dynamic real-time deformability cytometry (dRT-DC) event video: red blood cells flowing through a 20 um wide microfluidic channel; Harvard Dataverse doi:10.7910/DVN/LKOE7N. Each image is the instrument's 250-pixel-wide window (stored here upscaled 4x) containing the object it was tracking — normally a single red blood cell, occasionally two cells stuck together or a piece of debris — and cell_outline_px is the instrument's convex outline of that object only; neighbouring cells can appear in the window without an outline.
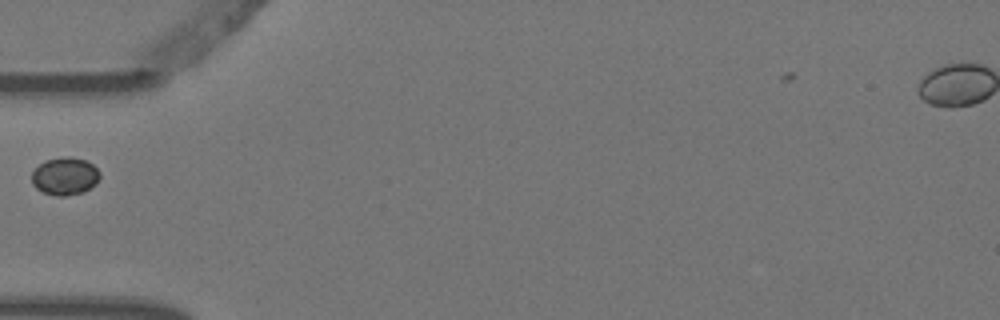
{"species": "Egyptian fruit bat (a non-hibernating species)", "species_latin": "Rousettus aegyptiacus", "temperature_condition": "warm", "stored_images_in_passage": 6, "camera_frame_rate_fps": 3000, "um_per_image_px": 0.085, "animal": {"sex": "female"}, "frame": {"image": 1, "passage_image": 5, "time_ms": 1.333, "image_size_px": [1000, 320], "cell_outline_px": [[100, 176], [96, 184], [84, 192], [64, 196], [56, 196], [44, 192], [36, 188], [32, 184], [32, 172], [40, 164], [48, 160], [60, 156], [68, 156], [84, 160], [92, 164], [100, 172]], "centroid_in_image_um": [5.53, 14.98], "position_along_channel_um": 79.5, "area_um2": 14.91}}
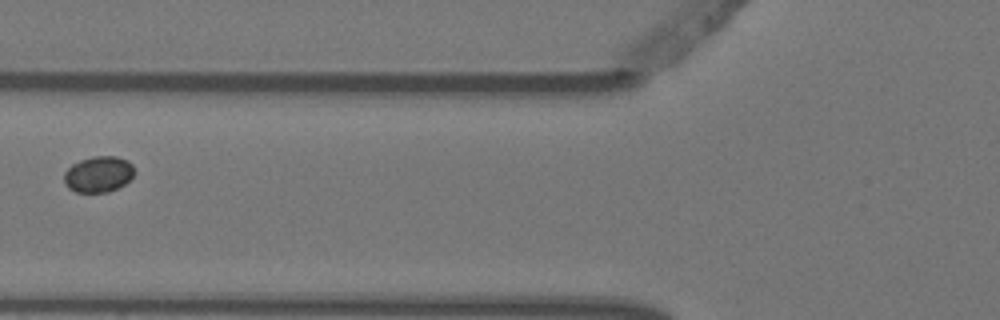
{"frame": {"image": 2, "passage_image": 6, "time_ms": 1.667, "image_size_px": [1000, 320], "cell_outline_px": [[136, 172], [124, 184], [108, 192], [76, 192], [68, 188], [64, 184], [64, 172], [72, 164], [80, 160], [92, 156], [116, 156], [128, 160], [132, 164]], "centroid_in_image_um": [8.36, 14.8], "position_along_channel_um": 117.4, "area_um2": 14.85}}